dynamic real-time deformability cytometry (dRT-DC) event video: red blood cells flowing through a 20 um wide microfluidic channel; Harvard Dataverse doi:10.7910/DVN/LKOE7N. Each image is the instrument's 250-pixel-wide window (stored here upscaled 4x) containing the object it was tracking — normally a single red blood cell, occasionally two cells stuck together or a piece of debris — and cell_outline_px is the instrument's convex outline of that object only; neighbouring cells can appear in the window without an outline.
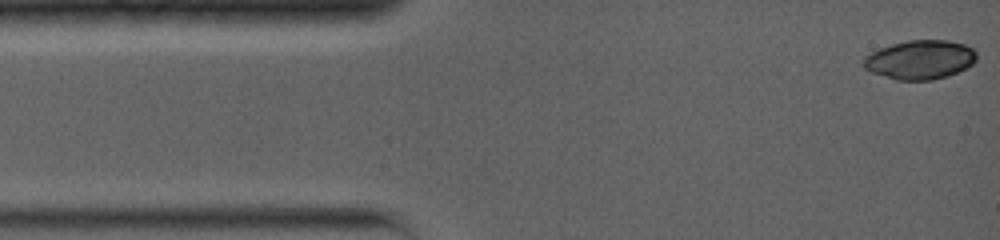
{"species": "common noctule bat (a hibernating species)", "species_latin": "Nyctalus noctula", "temperature_condition": "warm", "stored_images_in_passage": 13, "camera_frame_rate_fps": 5000, "um_per_image_px": 0.085, "animal": {"sex": "female", "body_mass_g": 19.0, "forearm_length_mm": 56.7}, "frame": {"image": 1, "passage_image": 1, "time_ms": 0.0, "image_size_px": [1000, 240], "cell_outline_px": [[976, 60], [972, 64], [948, 76], [932, 80], [896, 80], [872, 72], [864, 68], [864, 56], [880, 48], [892, 44], [908, 40], [948, 40], [964, 44], [972, 48], [976, 52]], "centroid_in_image_um": [78.2, 5.07], "position_along_channel_um": 6.8, "area_um2": 25.61}}
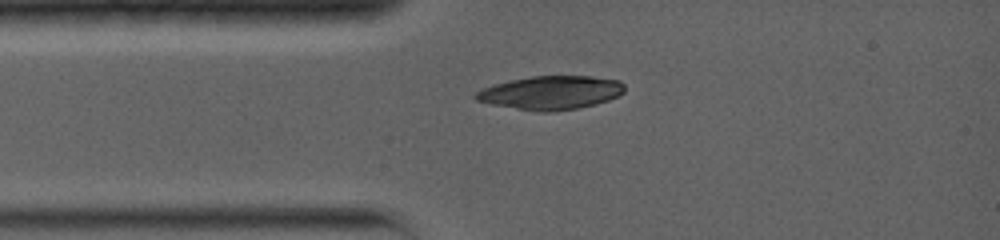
{"frame": {"image": 2, "passage_image": 11, "time_ms": 2.6, "image_size_px": [1000, 240], "cell_outline_px": [[624, 92], [620, 96], [596, 104], [576, 108], [548, 112], [540, 112], [492, 104], [476, 100], [472, 96], [476, 92], [492, 84], [508, 80], [532, 76], [592, 76], [620, 80], [624, 84]], "centroid_in_image_um": [46.84, 7.86], "position_along_channel_um": 38.2, "area_um2": 29.19}}